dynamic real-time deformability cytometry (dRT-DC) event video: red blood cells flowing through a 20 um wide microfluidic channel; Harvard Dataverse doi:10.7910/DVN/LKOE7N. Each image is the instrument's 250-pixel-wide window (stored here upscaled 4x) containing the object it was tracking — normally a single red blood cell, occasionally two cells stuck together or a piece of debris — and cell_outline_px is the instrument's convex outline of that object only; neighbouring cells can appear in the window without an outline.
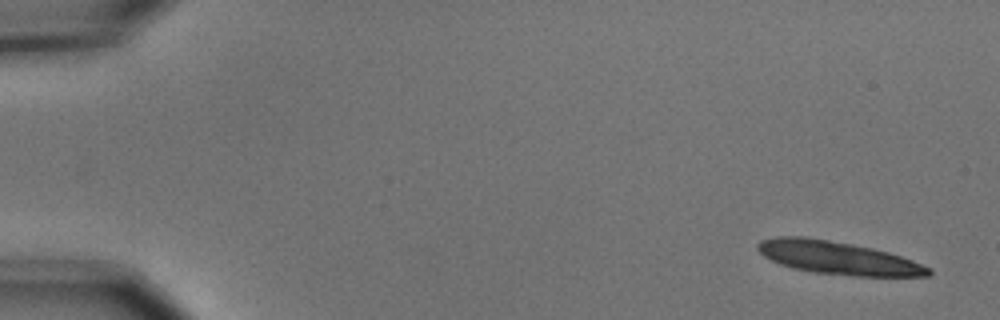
{"species": "common noctule bat (a hibernating species)", "species_latin": "Nyctalus noctula", "temperature_condition": "cold", "stored_images_in_passage": 5, "camera_frame_rate_fps": 3000, "um_per_image_px": 0.085, "animal": {"sex": "male", "body_mass_g": 15.6}, "frame": {"image": 1, "passage_image": 1, "time_ms": 0.0, "image_size_px": [1000, 320], "cell_outline_px": [[932, 272], [928, 276], [852, 276], [812, 272], [792, 268], [780, 264], [764, 256], [756, 248], [756, 244], [760, 240], [776, 236], [808, 236], [852, 244], [872, 248], [888, 252], [912, 260], [932, 268]], "centroid_in_image_um": [71.19, 21.91], "position_along_channel_um": 13.8, "area_um2": 33.0}}